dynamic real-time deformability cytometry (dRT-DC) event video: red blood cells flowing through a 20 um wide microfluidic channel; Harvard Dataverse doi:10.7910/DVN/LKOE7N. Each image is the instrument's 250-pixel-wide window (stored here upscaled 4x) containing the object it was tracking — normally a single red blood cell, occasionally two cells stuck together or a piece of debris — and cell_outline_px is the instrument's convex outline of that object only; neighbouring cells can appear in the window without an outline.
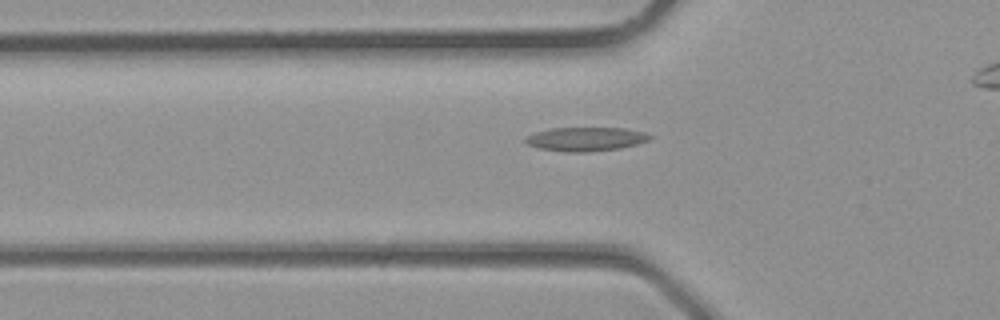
{"species": "common noctule bat (a hibernating species)", "species_latin": "Nyctalus noctula", "temperature_condition": "room temperature", "stored_images_in_passage": 30, "camera_frame_rate_fps": 3000, "um_per_image_px": 0.085, "animal": {"sex": "male", "body_mass_g": 23.1, "forearm_length_mm": 52.7}, "frame": {"image": 1, "passage_image": 11, "time_ms": 3.333, "image_size_px": [1000, 320], "cell_outline_px": [[652, 136], [648, 140], [636, 144], [620, 148], [588, 152], [564, 152], [540, 148], [528, 144], [524, 140], [528, 136], [536, 132], [552, 128], [624, 128], [644, 132]], "centroid_in_image_um": [49.8, 11.82], "position_along_channel_um": 76.0, "area_um2": 17.11}}
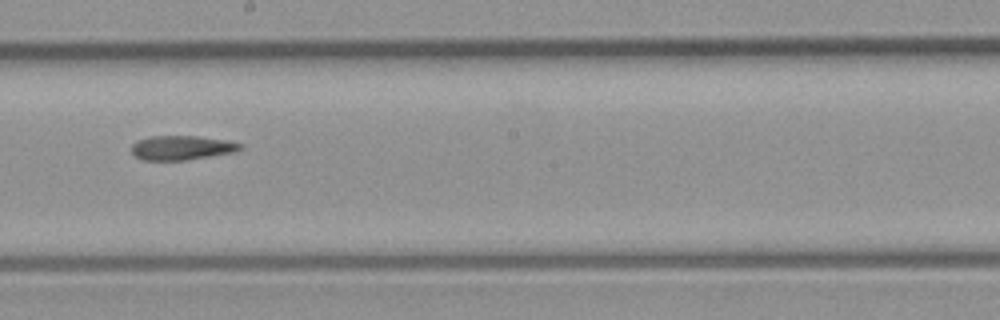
{"frame": {"image": 2, "passage_image": 19, "time_ms": 6.0, "image_size_px": [1000, 320], "cell_outline_px": [[244, 148], [236, 152], [188, 160], [140, 160], [132, 152], [132, 144], [136, 140], [152, 136], [196, 136], [224, 140], [244, 144]], "centroid_in_image_um": [15.47, 12.56], "position_along_channel_um": 232.7, "area_um2": 15.55}}
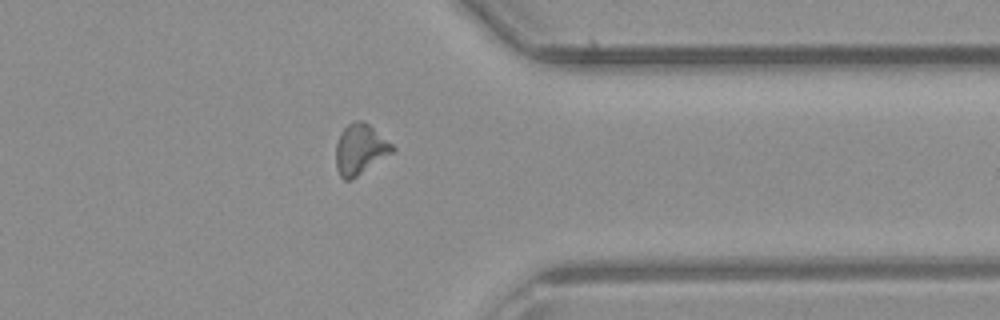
{"frame": {"image": 3, "passage_image": 27, "time_ms": 8.667, "image_size_px": [1000, 320], "cell_outline_px": [[396, 148], [392, 152], [352, 180], [344, 180], [340, 176], [336, 168], [336, 144], [340, 132], [348, 124], [356, 120], [364, 120], [392, 144]], "centroid_in_image_um": [30.58, 12.69], "position_along_channel_um": 380.8, "area_um2": 16.53}}